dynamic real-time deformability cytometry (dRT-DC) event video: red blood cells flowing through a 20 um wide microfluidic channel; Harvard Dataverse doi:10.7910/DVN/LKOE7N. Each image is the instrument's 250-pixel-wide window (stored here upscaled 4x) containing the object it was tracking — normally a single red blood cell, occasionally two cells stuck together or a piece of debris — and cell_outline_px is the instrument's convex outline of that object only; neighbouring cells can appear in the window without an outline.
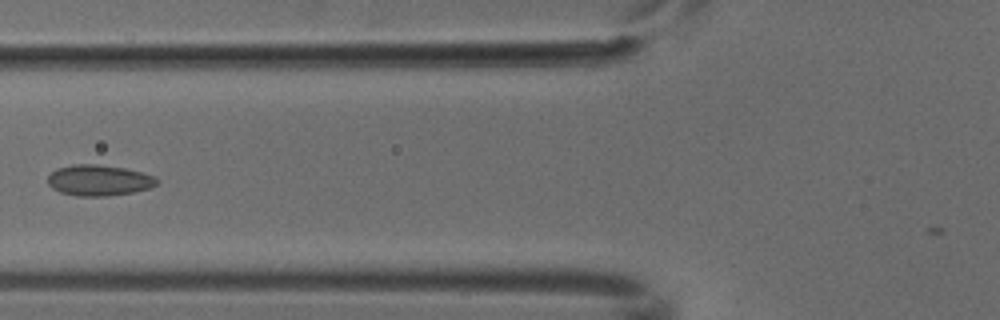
{"species": "common noctule bat (a hibernating species)", "species_latin": "Nyctalus noctula", "temperature_condition": "cold", "stored_images_in_passage": 5, "camera_frame_rate_fps": 3000, "um_per_image_px": 0.085, "animal": {"sex": "male", "body_mass_g": 18.8}, "frame": {"image": 1, "passage_image": 4, "time_ms": 1.0, "image_size_px": [1000, 320], "cell_outline_px": [[160, 180], [156, 184], [148, 188], [132, 192], [108, 196], [76, 196], [60, 192], [52, 188], [48, 184], [48, 176], [56, 168], [72, 164], [96, 164], [124, 168], [156, 176]], "centroid_in_image_um": [8.39, 15.32], "position_along_channel_um": 117.4, "area_um2": 19.65}}
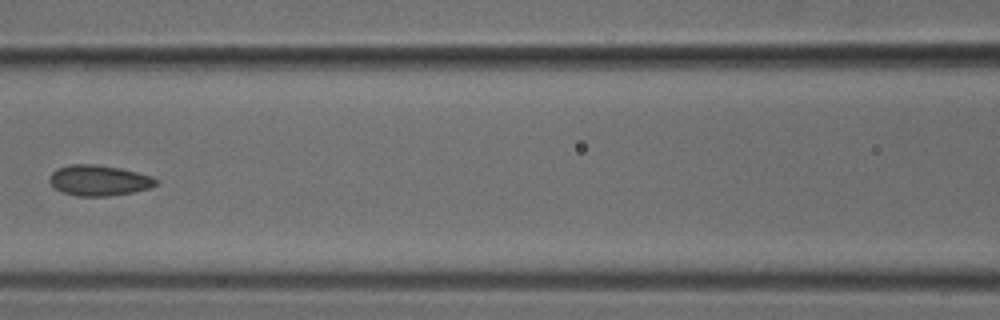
{"frame": {"image": 2, "passage_image": 5, "time_ms": 1.333, "image_size_px": [1000, 320], "cell_outline_px": [[156, 184], [148, 188], [132, 192], [108, 196], [76, 196], [64, 192], [56, 188], [48, 180], [48, 176], [56, 168], [72, 164], [92, 164], [120, 168], [152, 176], [156, 180]], "centroid_in_image_um": [8.36, 15.33], "position_along_channel_um": 158.2, "area_um2": 18.79}}